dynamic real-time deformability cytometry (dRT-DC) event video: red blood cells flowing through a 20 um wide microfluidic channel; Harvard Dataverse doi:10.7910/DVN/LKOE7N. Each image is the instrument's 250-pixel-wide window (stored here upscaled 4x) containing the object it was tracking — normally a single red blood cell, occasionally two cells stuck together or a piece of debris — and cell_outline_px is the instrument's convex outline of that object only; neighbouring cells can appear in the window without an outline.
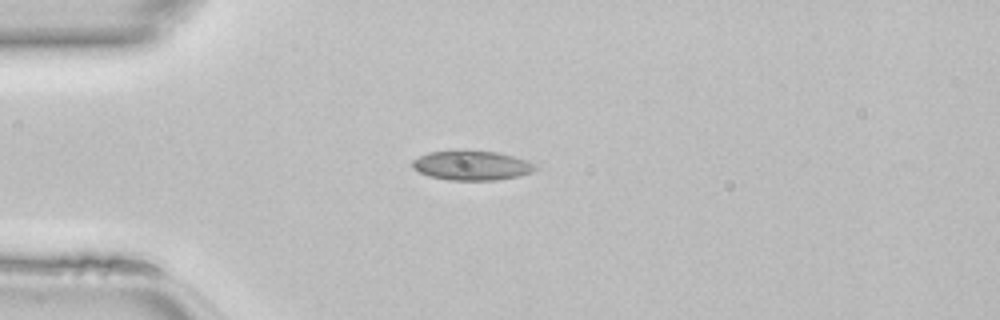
{"species": "common noctule bat (a hibernating species)", "species_latin": "Nyctalus noctula", "temperature_condition": "room temperature", "stored_images_in_passage": 36, "camera_frame_rate_fps": 3000, "um_per_image_px": 0.085, "animal": {"sex": "female", "body_mass_g": 22.7, "forearm_length_mm": 54.2}, "frame": {"image": 1, "passage_image": 1, "time_ms": 0.0, "image_size_px": [1000, 320], "cell_outline_px": [[536, 168], [532, 172], [520, 176], [496, 180], [448, 180], [428, 176], [412, 168], [412, 160], [428, 152], [456, 148], [468, 148], [496, 152], [528, 160], [536, 164]], "centroid_in_image_um": [40.07, 14.02], "position_along_channel_um": 44.9, "area_um2": 21.91}}
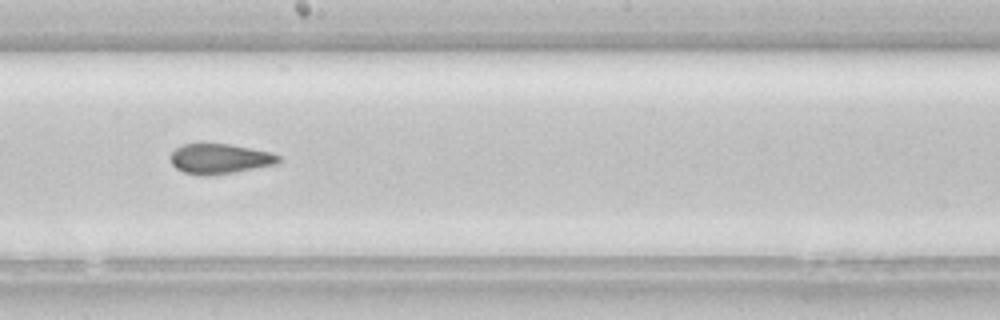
{"frame": {"image": 2, "passage_image": 15, "time_ms": 4.667, "image_size_px": [1000, 320], "cell_outline_px": [[284, 160], [276, 164], [232, 172], [208, 176], [204, 176], [184, 172], [176, 168], [172, 164], [172, 152], [176, 148], [184, 144], [200, 140], [228, 144], [272, 152], [280, 156]], "centroid_in_image_um": [18.68, 13.45], "position_along_channel_um": 229.5, "area_um2": 19.36}}
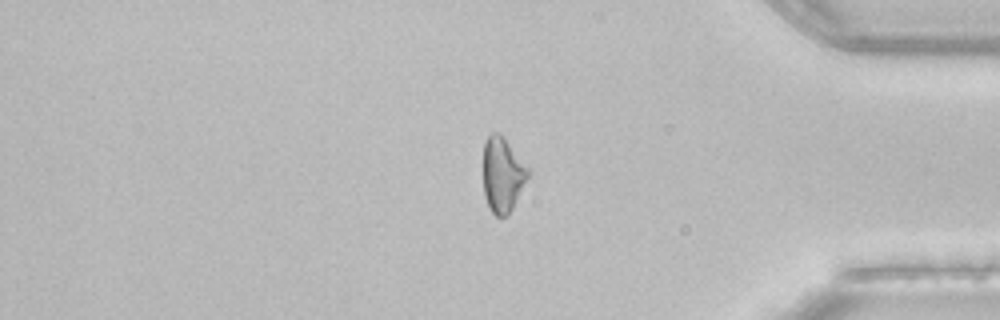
{"frame": {"image": 3, "passage_image": 28, "time_ms": 9.0, "image_size_px": [1000, 320], "cell_outline_px": [[532, 172], [512, 208], [504, 216], [496, 216], [492, 212], [484, 196], [484, 140], [492, 132], [500, 132], [504, 136]], "centroid_in_image_um": [42.74, 14.8], "position_along_channel_um": 392.5, "area_um2": 19.65}}